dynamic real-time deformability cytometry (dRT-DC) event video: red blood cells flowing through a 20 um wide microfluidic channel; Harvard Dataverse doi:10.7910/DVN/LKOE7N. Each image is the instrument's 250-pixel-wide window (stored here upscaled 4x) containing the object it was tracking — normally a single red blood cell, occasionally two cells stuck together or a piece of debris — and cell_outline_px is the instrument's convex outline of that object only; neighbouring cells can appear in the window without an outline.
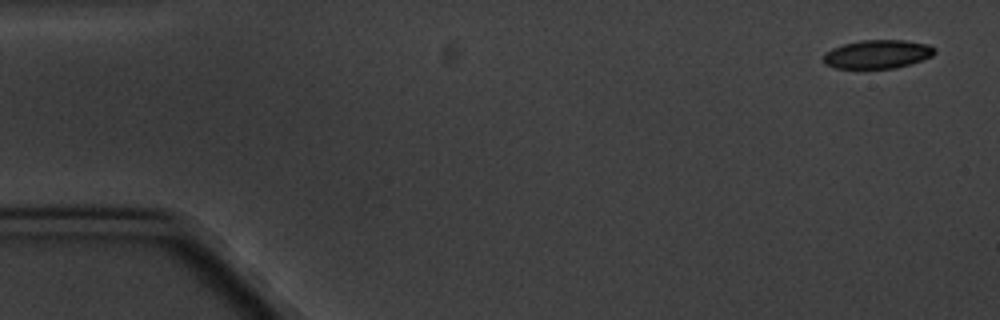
{"species": "common noctule bat (a hibernating species)", "species_latin": "Nyctalus noctula", "temperature_condition": "cold", "stored_images_in_passage": 5, "camera_frame_rate_fps": 3000, "um_per_image_px": 0.085, "animal": {"sex": "male", "body_mass_g": 20.1, "forearm_length_mm": 53.5}, "frame": {"image": 1, "passage_image": 1, "time_ms": 0.0, "image_size_px": [1000, 320], "cell_outline_px": [[936, 52], [932, 56], [896, 68], [836, 68], [824, 64], [824, 56], [832, 48], [844, 44], [860, 40], [904, 40], [928, 44], [936, 48]], "centroid_in_image_um": [74.61, 4.6], "position_along_channel_um": 10.4, "area_um2": 18.38}}